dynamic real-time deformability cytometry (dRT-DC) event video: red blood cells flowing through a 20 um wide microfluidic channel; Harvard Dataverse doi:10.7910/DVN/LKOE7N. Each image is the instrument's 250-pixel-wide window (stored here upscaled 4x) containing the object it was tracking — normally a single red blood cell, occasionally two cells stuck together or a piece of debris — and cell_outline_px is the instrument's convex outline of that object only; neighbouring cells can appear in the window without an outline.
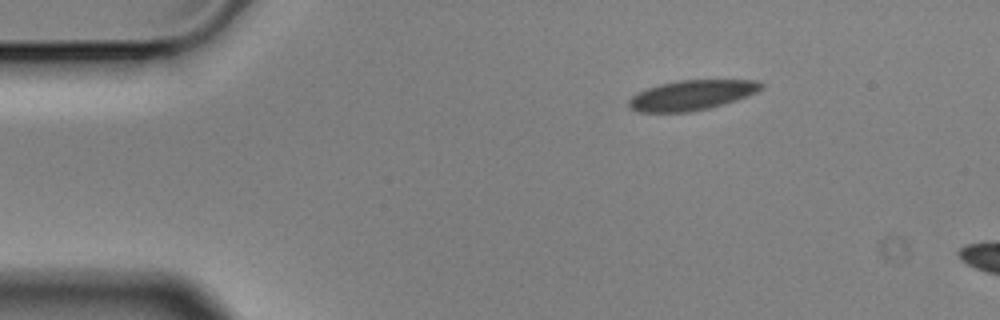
{"species": "Egyptian fruit bat (a non-hibernating species)", "species_latin": "Rousettus aegyptiacus", "temperature_condition": "cold", "stored_images_in_passage": 3, "camera_frame_rate_fps": 3000, "um_per_image_px": 0.085, "animal": {"sex": "male"}, "frame": {"image": 1, "passage_image": 1, "time_ms": 0.0, "image_size_px": [1000, 320], "cell_outline_px": [[764, 88], [756, 92], [736, 100], [724, 104], [692, 112], [636, 112], [628, 108], [628, 100], [636, 92], [660, 84], [676, 80], [756, 80], [764, 84]], "centroid_in_image_um": [58.76, 8.09], "position_along_channel_um": 26.2, "area_um2": 23.29}}